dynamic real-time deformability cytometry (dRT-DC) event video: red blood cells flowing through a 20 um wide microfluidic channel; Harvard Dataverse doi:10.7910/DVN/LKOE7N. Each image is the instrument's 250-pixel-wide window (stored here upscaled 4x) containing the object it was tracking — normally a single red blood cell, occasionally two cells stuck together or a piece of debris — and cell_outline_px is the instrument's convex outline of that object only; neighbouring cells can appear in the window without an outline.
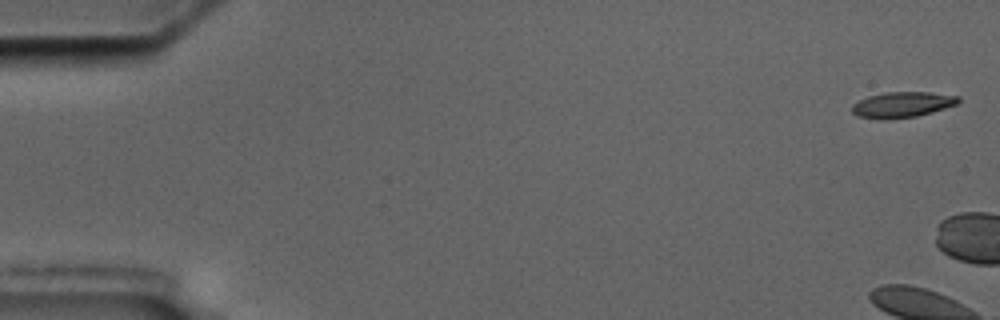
{"species": "common noctule bat (a hibernating species)", "species_latin": "Nyctalus noctula", "temperature_condition": "cold", "stored_images_in_passage": 6, "camera_frame_rate_fps": 3000, "um_per_image_px": 0.085, "animal": {"sex": "male", "body_mass_g": 17.5, "forearm_length_mm": 52.3}, "frame": {"image": 1, "passage_image": 1, "time_ms": 0.0, "image_size_px": [1000, 320], "cell_outline_px": [[960, 100], [956, 104], [932, 112], [916, 116], [856, 116], [852, 112], [852, 104], [868, 96], [884, 92], [928, 92], [960, 96]], "centroid_in_image_um": [76.74, 8.83], "position_along_channel_um": 8.3, "area_um2": 15.03}}